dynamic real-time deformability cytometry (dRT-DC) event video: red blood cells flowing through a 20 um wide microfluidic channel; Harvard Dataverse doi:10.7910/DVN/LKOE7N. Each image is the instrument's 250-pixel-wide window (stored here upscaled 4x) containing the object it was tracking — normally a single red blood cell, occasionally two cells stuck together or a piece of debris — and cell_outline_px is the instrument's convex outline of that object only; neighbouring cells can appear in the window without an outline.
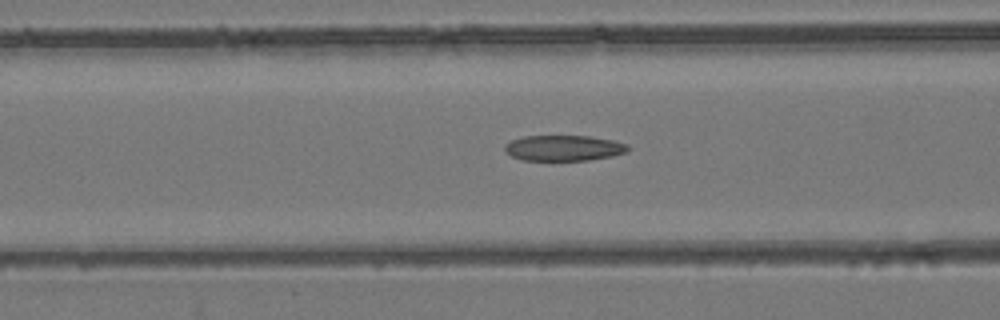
{"species": "common noctule bat (a hibernating species)", "species_latin": "Nyctalus noctula", "temperature_condition": "room temperature", "stored_images_in_passage": 54, "camera_frame_rate_fps": 3000, "um_per_image_px": 0.085, "animal": {"sex": "female", "body_mass_g": 24.6, "forearm_length_mm": 56.2}, "frame": {"image": 1, "passage_image": 22, "time_ms": 7.0, "image_size_px": [1000, 320], "cell_outline_px": [[632, 148], [628, 152], [612, 156], [588, 160], [520, 160], [504, 152], [504, 144], [512, 140], [524, 136], [588, 136], [612, 140], [628, 144]], "centroid_in_image_um": [47.93, 12.58], "position_along_channel_um": 118.7, "area_um2": 18.55}}
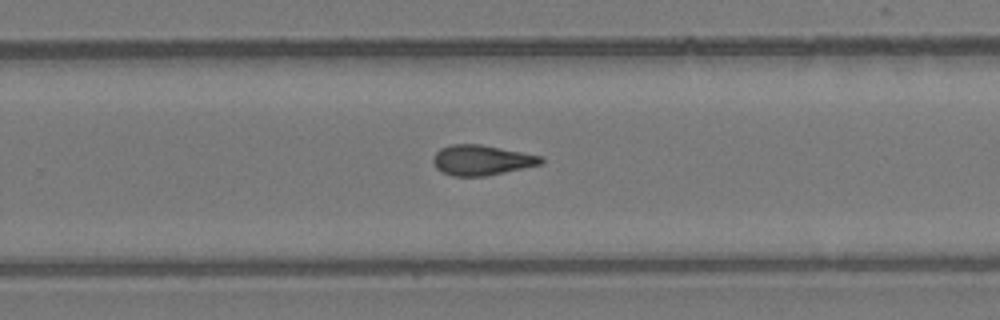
{"frame": {"image": 2, "passage_image": 35, "time_ms": 11.333, "image_size_px": [1000, 320], "cell_outline_px": [[544, 160], [540, 164], [504, 172], [484, 176], [452, 176], [436, 168], [432, 160], [436, 152], [440, 148], [452, 144], [480, 144], [544, 156]], "centroid_in_image_um": [40.93, 13.6], "position_along_channel_um": 288.9, "area_um2": 18.84}}
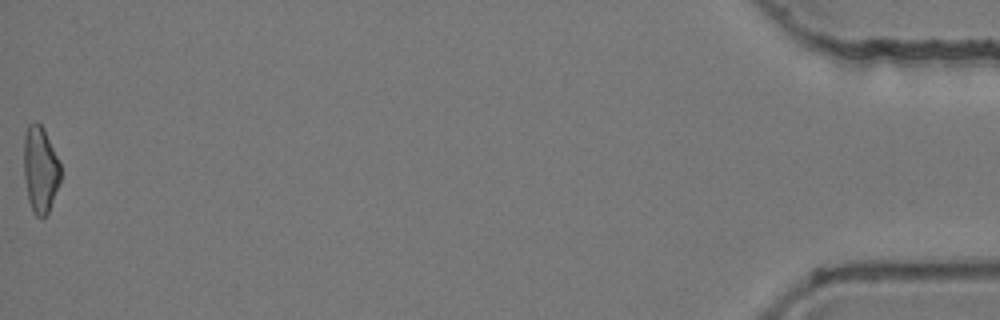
{"frame": {"image": 3, "passage_image": 54, "time_ms": 17.667, "image_size_px": [1000, 320], "cell_outline_px": [[60, 180], [48, 212], [44, 216], [36, 216], [28, 200], [24, 176], [24, 136], [28, 124], [32, 120], [36, 120], [44, 128], [60, 164]], "centroid_in_image_um": [3.41, 14.34], "position_along_channel_um": 431.8, "area_um2": 18.32}, "authors_computed_cell_mechanics": {"area_um2": 19.1318, "velocity_mm_per_s": 3.9336, "shape_relaxation_time_tau1_ms": null, "shape_relaxation_time_tau2_ms": 5.0804, "deformation_change_tau1": null, "deformation_change_tau2": 0.1429}}